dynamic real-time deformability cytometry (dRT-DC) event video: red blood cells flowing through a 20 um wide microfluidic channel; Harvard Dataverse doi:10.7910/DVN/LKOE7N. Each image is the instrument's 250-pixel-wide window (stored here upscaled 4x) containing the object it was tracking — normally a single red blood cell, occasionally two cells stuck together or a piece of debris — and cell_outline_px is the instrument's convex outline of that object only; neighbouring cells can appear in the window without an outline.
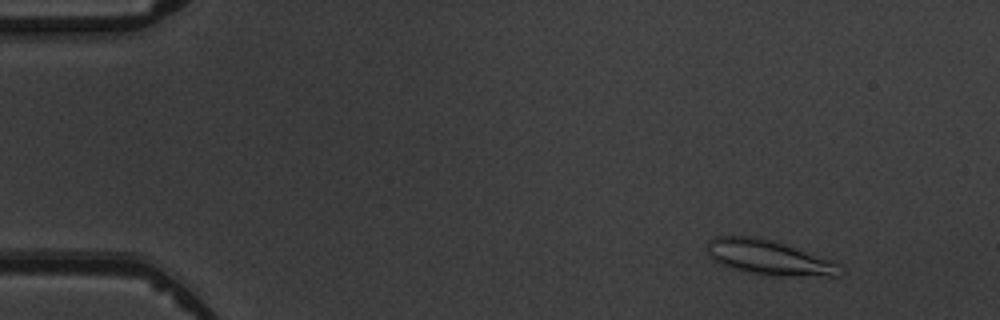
{"species": "common noctule bat (a hibernating species)", "species_latin": "Nyctalus noctula", "temperature_condition": "warm", "stored_images_in_passage": 5, "camera_frame_rate_fps": 3000, "um_per_image_px": 0.085, "animal": {"sex": "male", "body_mass_g": 19.5, "forearm_length_mm": 54.6}, "frame": {"image": 1, "passage_image": 2, "time_ms": 1.333, "image_size_px": [1000, 320], "cell_outline_px": [[844, 272], [840, 276], [764, 276], [732, 268], [720, 264], [708, 256], [708, 240], [712, 236], [756, 236], [776, 240], [836, 260], [840, 264]], "centroid_in_image_um": [65.44, 21.88], "position_along_channel_um": 19.6, "area_um2": 27.98}}